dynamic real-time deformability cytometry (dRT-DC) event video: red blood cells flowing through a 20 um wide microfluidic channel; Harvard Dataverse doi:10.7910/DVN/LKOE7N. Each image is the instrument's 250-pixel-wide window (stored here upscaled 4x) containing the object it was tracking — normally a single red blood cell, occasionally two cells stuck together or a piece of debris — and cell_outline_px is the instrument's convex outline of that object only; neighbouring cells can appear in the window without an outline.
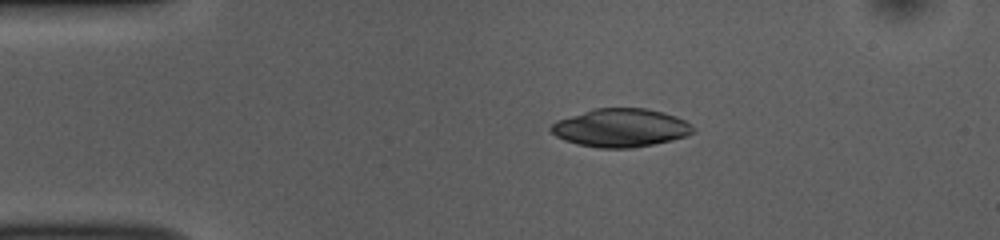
{"species": "common noctule bat (a hibernating species)", "species_latin": "Nyctalus noctula", "temperature_condition": "room temperature", "stored_images_in_passage": 51, "camera_frame_rate_fps": 3000, "um_per_image_px": 0.085, "animal": {"sex": "female", "body_mass_g": 10.0, "forearm_length_mm": 53.1}, "frame": {"image": 1, "passage_image": 10, "time_ms": 3.0, "image_size_px": [1000, 240], "cell_outline_px": [[692, 132], [684, 136], [672, 140], [632, 148], [600, 148], [576, 144], [564, 140], [556, 136], [548, 128], [556, 120], [592, 108], [648, 108], [664, 112], [676, 116], [692, 124]], "centroid_in_image_um": [52.71, 10.85], "position_along_channel_um": 32.3, "area_um2": 31.79}}